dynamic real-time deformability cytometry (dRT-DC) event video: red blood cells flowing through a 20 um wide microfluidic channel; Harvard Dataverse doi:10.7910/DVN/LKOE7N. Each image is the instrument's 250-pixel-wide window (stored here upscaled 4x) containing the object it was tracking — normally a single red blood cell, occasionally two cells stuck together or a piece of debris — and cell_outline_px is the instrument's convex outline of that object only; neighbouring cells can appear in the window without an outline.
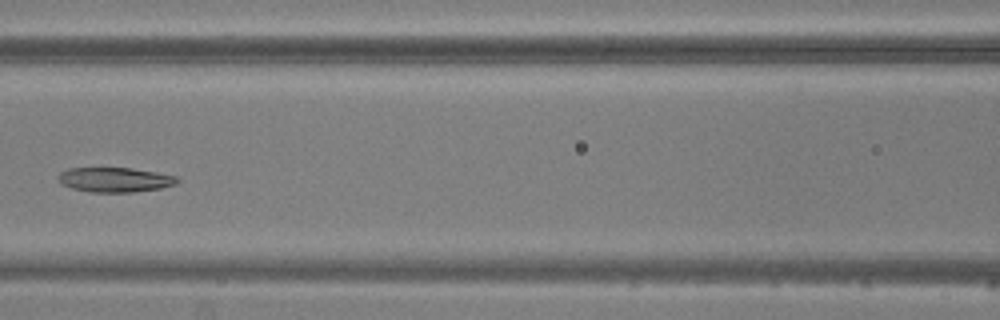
{"species": "common noctule bat (a hibernating species)", "species_latin": "Nyctalus noctula", "temperature_condition": "warm", "stored_images_in_passage": 6, "camera_frame_rate_fps": 3000, "um_per_image_px": 0.085, "animal": {"sex": "male", "body_mass_g": 20.5, "forearm_length_mm": 52.5}, "frame": {"image": 1, "passage_image": 6, "time_ms": 7.0, "image_size_px": [1000, 320], "cell_outline_px": [[180, 180], [176, 184], [160, 188], [132, 192], [92, 192], [72, 188], [60, 184], [56, 180], [56, 176], [60, 172], [68, 168], [132, 168], [180, 176]], "centroid_in_image_um": [9.75, 15.27], "position_along_channel_um": 156.8, "area_um2": 17.34}}